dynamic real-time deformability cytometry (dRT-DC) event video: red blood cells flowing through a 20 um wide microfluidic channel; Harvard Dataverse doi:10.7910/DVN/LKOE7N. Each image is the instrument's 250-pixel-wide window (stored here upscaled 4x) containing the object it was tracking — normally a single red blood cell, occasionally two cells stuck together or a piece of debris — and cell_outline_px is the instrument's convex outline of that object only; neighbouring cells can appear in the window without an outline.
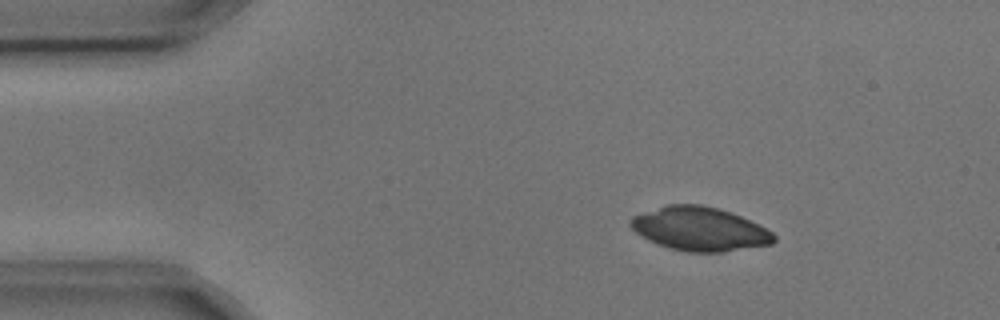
{"species": "common noctule bat (a hibernating species)", "species_latin": "Nyctalus noctula", "temperature_condition": "cold", "stored_images_in_passage": 2, "camera_frame_rate_fps": 3000, "um_per_image_px": 0.085, "animal": {"sex": "male", "body_mass_g": 17.9, "forearm_length_mm": 54.2}, "frame": {"image": 1, "passage_image": 1, "time_ms": 0.0, "image_size_px": [1000, 320], "cell_outline_px": [[776, 240], [772, 244], [724, 252], [688, 252], [668, 248], [648, 240], [640, 236], [628, 224], [628, 220], [632, 216], [668, 204], [700, 204], [716, 208], [740, 216], [772, 232], [776, 236]], "centroid_in_image_um": [59.44, 19.47], "position_along_channel_um": 25.6, "area_um2": 36.41}}